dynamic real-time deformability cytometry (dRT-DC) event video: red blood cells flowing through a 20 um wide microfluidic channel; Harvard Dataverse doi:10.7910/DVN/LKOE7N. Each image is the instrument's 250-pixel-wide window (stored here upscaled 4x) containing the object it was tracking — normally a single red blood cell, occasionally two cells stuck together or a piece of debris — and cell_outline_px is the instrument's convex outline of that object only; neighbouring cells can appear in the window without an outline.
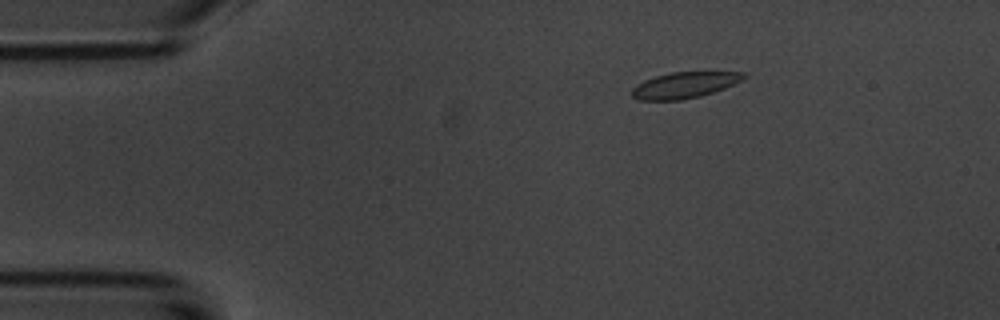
{"species": "common noctule bat (a hibernating species)", "species_latin": "Nyctalus noctula", "temperature_condition": "room temperature", "stored_images_in_passage": 4, "camera_frame_rate_fps": 3000, "um_per_image_px": 0.085, "animal": {"sex": "male", "body_mass_g": 20.1, "forearm_length_mm": 53.5}, "frame": {"image": 1, "passage_image": 2, "time_ms": 1.0, "image_size_px": [1000, 320], "cell_outline_px": [[748, 76], [724, 88], [700, 96], [680, 100], [640, 100], [632, 96], [632, 88], [636, 84], [644, 80], [656, 76], [672, 72], [744, 72]], "centroid_in_image_um": [58.15, 7.23], "position_along_channel_um": 26.9, "area_um2": 16.76}}